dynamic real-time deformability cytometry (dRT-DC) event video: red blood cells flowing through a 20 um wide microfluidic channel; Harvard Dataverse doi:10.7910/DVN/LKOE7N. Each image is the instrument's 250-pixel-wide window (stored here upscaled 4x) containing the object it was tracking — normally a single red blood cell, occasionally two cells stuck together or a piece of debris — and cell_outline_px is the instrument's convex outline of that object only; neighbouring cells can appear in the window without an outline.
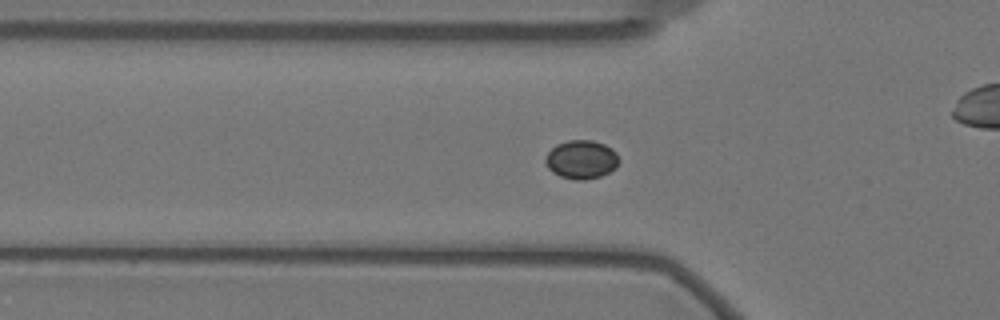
{"species": "Egyptian fruit bat (a non-hibernating species)", "species_latin": "Rousettus aegyptiacus", "temperature_condition": "warm", "stored_images_in_passage": 28, "camera_frame_rate_fps": 3000, "um_per_image_px": 0.085, "animal": {"sex": "female"}, "frame": {"image": 1, "passage_image": 2, "time_ms": 0.333, "image_size_px": [1000, 320], "cell_outline_px": [[620, 160], [616, 168], [600, 176], [584, 180], [576, 180], [560, 176], [552, 172], [548, 168], [544, 160], [544, 156], [556, 144], [568, 140], [592, 140], [604, 144], [612, 148], [616, 152]], "centroid_in_image_um": [49.41, 13.55], "position_along_channel_um": 76.4, "area_um2": 16.7}}
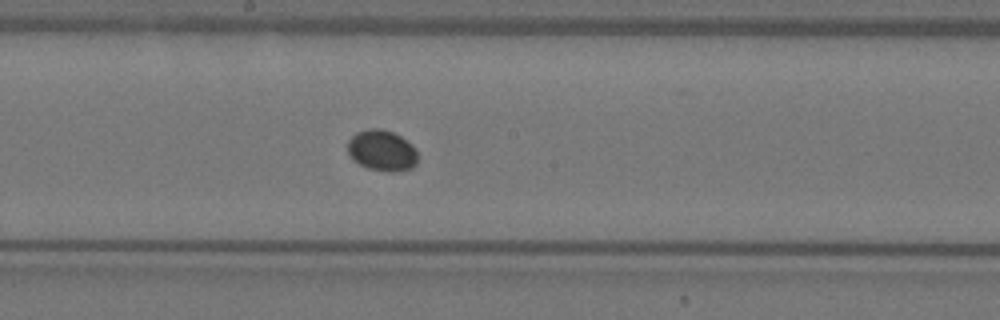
{"frame": {"image": 2, "passage_image": 14, "time_ms": 4.333, "image_size_px": [1000, 320], "cell_outline_px": [[416, 164], [412, 168], [392, 172], [368, 168], [360, 164], [348, 152], [348, 140], [356, 132], [368, 128], [380, 128], [392, 132], [400, 136], [412, 144], [416, 148]], "centroid_in_image_um": [32.47, 12.77], "position_along_channel_um": 215.7, "area_um2": 16.53}}
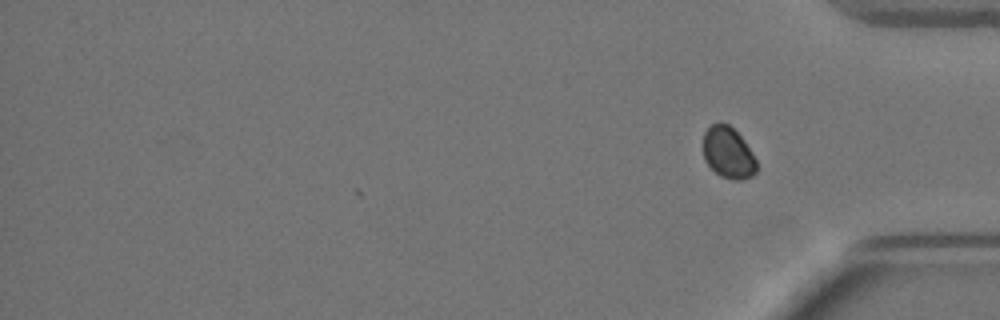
{"frame": {"image": 3, "passage_image": 28, "time_ms": 9.0, "image_size_px": [1000, 320], "cell_outline_px": [[756, 172], [752, 176], [740, 180], [732, 180], [720, 176], [704, 160], [704, 132], [712, 124], [728, 124], [744, 140], [752, 152], [756, 160]], "centroid_in_image_um": [61.9, 13.01], "position_along_channel_um": 373.3, "area_um2": 15.78}}